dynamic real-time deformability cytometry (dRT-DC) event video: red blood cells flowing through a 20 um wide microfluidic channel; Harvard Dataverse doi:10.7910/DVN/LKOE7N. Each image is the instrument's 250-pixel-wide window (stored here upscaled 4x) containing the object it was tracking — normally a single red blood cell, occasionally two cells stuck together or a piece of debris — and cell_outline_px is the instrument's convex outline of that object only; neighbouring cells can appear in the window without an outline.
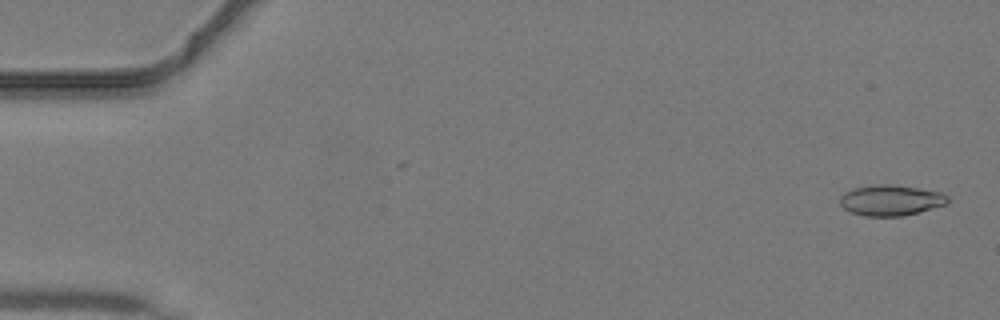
{"species": "common noctule bat (a hibernating species)", "species_latin": "Nyctalus noctula", "temperature_condition": "warm", "stored_images_in_passage": 42, "camera_frame_rate_fps": 3000, "um_per_image_px": 0.085, "animal": {"sex": "male", "body_mass_g": 19.2, "forearm_length_mm": 51.8}, "frame": {"image": 1, "passage_image": 2, "time_ms": 0.333, "image_size_px": [1000, 320], "cell_outline_px": [[948, 204], [920, 212], [904, 216], [864, 216], [852, 212], [844, 208], [840, 204], [840, 196], [844, 192], [852, 188], [876, 184], [892, 184], [940, 192], [948, 196]], "centroid_in_image_um": [75.71, 17.02], "position_along_channel_um": 9.3, "area_um2": 19.36}}
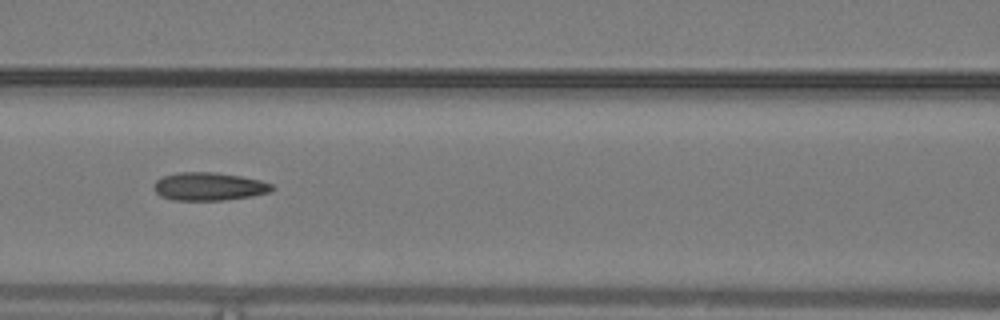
{"frame": {"image": 2, "passage_image": 20, "time_ms": 6.333, "image_size_px": [1000, 320], "cell_outline_px": [[276, 188], [272, 192], [252, 196], [224, 200], [172, 200], [160, 196], [156, 192], [156, 180], [164, 176], [180, 172], [212, 172], [240, 176], [260, 180], [272, 184]], "centroid_in_image_um": [17.82, 15.86], "position_along_channel_um": 148.8, "area_um2": 19.25}}
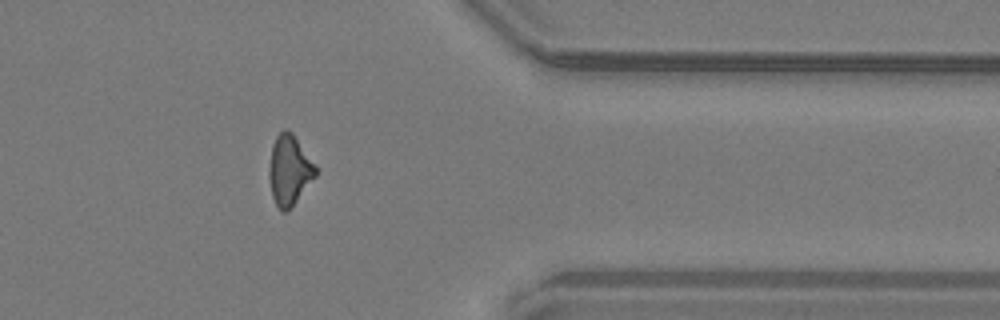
{"frame": {"image": 3, "passage_image": 36, "time_ms": 11.667, "image_size_px": [1000, 320], "cell_outline_px": [[316, 176], [288, 212], [280, 212], [272, 196], [268, 176], [268, 172], [272, 144], [276, 136], [284, 128], [288, 128], [292, 132], [316, 168]], "centroid_in_image_um": [24.56, 14.48], "position_along_channel_um": 386.8, "area_um2": 18.96}}